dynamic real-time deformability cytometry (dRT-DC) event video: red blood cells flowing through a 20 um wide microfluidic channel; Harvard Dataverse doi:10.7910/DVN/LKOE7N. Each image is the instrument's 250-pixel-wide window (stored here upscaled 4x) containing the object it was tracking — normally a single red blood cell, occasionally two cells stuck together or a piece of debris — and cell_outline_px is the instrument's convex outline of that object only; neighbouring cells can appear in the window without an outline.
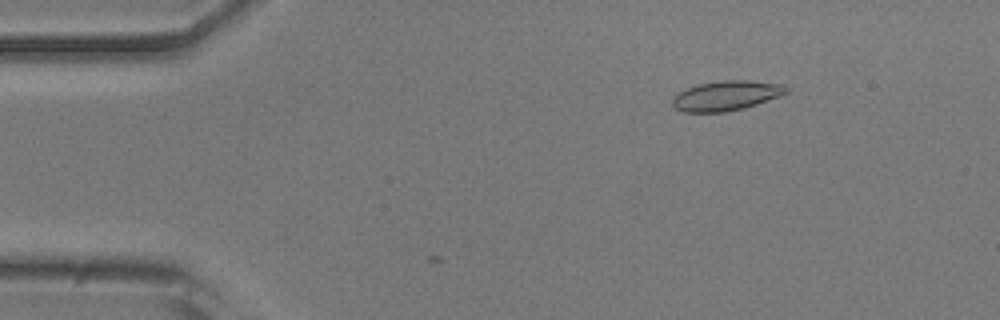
{"species": "common noctule bat (a hibernating species)", "species_latin": "Nyctalus noctula", "temperature_condition": "room temperature", "stored_images_in_passage": 8, "camera_frame_rate_fps": 3000, "um_per_image_px": 0.085, "animal": {"sex": "male", "body_mass_g": 20.5, "forearm_length_mm": 52.5}, "frame": {"image": 1, "passage_image": 5, "time_ms": 1.333, "image_size_px": [1000, 320], "cell_outline_px": [[792, 88], [788, 92], [780, 96], [744, 108], [724, 112], [684, 112], [676, 108], [672, 104], [672, 96], [688, 88], [700, 84], [724, 80], [748, 80], [784, 84]], "centroid_in_image_um": [61.78, 8.12], "position_along_channel_um": 23.2, "area_um2": 19.77}}